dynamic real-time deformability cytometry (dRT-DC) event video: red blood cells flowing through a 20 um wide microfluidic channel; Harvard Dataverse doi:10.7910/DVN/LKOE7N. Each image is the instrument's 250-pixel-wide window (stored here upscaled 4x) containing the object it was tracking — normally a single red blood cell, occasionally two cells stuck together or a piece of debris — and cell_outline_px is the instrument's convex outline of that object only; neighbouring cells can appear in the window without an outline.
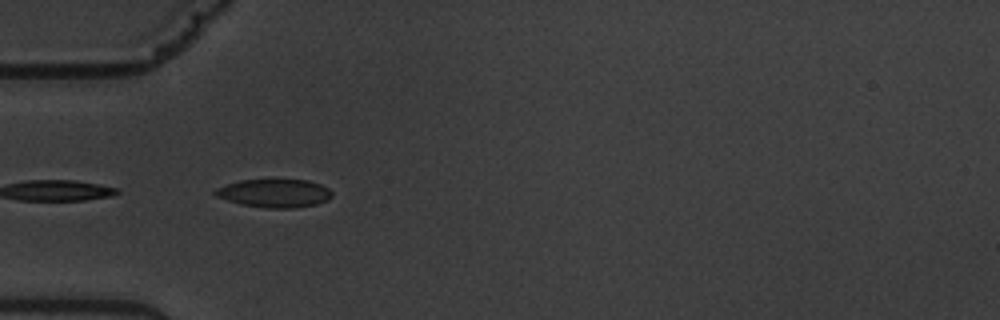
{"species": "common noctule bat (a hibernating species)", "species_latin": "Nyctalus noctula", "temperature_condition": "warm", "stored_images_in_passage": 4, "camera_frame_rate_fps": 3000, "um_per_image_px": 0.085, "animal": {"sex": "male", "body_mass_g": 19.5, "forearm_length_mm": 54.6}, "frame": {"image": 1, "passage_image": 2, "time_ms": 1.0, "image_size_px": [1000, 320], "cell_outline_px": [[332, 196], [328, 200], [316, 204], [292, 208], [264, 208], [240, 204], [216, 196], [212, 192], [216, 188], [240, 180], [308, 180], [320, 184], [328, 188], [332, 192]], "centroid_in_image_um": [23.33, 16.43], "position_along_channel_um": 61.7, "area_um2": 19.19}}
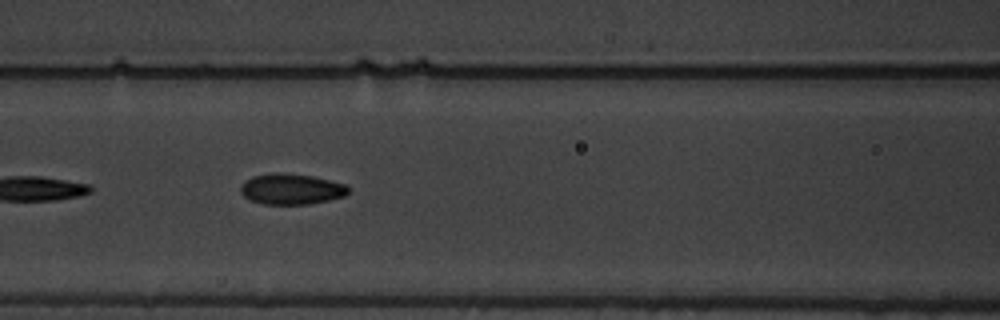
{"frame": {"image": 2, "passage_image": 4, "time_ms": 3.333, "image_size_px": [1000, 320], "cell_outline_px": [[348, 192], [344, 196], [328, 200], [308, 204], [264, 204], [248, 200], [240, 192], [240, 184], [252, 176], [272, 172], [276, 172], [312, 176], [344, 184], [348, 188]], "centroid_in_image_um": [24.69, 16.07], "position_along_channel_um": 141.9, "area_um2": 19.25}}